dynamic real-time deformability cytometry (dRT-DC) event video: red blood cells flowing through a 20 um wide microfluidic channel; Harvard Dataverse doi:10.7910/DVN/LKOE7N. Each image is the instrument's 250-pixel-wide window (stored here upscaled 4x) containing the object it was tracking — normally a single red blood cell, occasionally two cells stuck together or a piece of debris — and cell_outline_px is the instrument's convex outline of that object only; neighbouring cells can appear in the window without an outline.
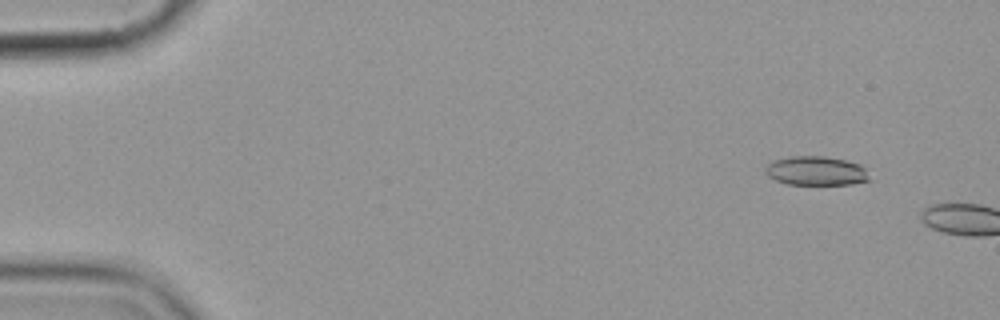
{"species": "common noctule bat (a hibernating species)", "species_latin": "Nyctalus noctula", "temperature_condition": "cold", "stored_images_in_passage": 3, "camera_frame_rate_fps": 3000, "um_per_image_px": 0.085, "animal": {"sex": "female", "body_mass_g": 19.9}, "frame": {"image": 1, "passage_image": 2, "time_ms": 1.333, "image_size_px": [1000, 320], "cell_outline_px": [[872, 180], [852, 184], [788, 184], [776, 180], [768, 176], [764, 172], [764, 168], [772, 160], [792, 156], [824, 156], [844, 160], [860, 164], [864, 168]], "centroid_in_image_um": [69.36, 14.52], "position_along_channel_um": 15.6, "area_um2": 17.69}}